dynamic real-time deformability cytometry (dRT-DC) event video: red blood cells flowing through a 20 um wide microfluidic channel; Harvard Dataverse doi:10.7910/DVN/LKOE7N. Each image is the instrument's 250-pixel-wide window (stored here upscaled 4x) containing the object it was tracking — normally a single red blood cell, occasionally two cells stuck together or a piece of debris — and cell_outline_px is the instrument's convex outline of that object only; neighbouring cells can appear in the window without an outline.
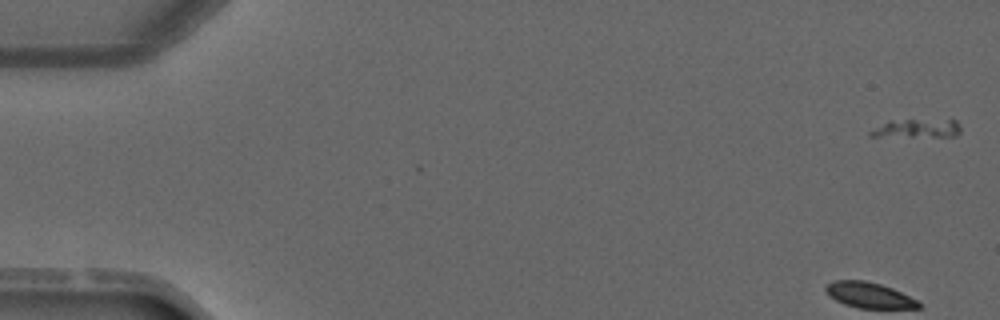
{"species": "common noctule bat (a hibernating species)", "species_latin": "Nyctalus noctula", "temperature_condition": "warm", "stored_images_in_passage": 3, "camera_frame_rate_fps": 3000, "um_per_image_px": 0.085, "animal": {"sex": "male", "forearm_length_mm": 52.5}, "frame": {"image": 1, "passage_image": 1, "time_ms": 0.0, "image_size_px": [1000, 320], "cell_outline_px": [[960, 132], [956, 136], [868, 136], [868, 132], [888, 120], [908, 116], [956, 120], [960, 128]], "centroid_in_image_um": [77.93, 10.84], "position_along_channel_um": 7.1, "area_um2": 10.58}}